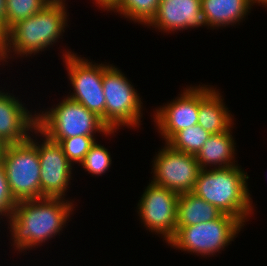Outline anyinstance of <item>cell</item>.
<instances>
[{
  "instance_id": "d6986e66",
  "label": "cell",
  "mask_w": 267,
  "mask_h": 266,
  "mask_svg": "<svg viewBox=\"0 0 267 266\" xmlns=\"http://www.w3.org/2000/svg\"><path fill=\"white\" fill-rule=\"evenodd\" d=\"M161 0H119V4L112 10L120 16L148 25L156 16Z\"/></svg>"
},
{
  "instance_id": "30bf717a",
  "label": "cell",
  "mask_w": 267,
  "mask_h": 266,
  "mask_svg": "<svg viewBox=\"0 0 267 266\" xmlns=\"http://www.w3.org/2000/svg\"><path fill=\"white\" fill-rule=\"evenodd\" d=\"M34 134L43 137L42 141L36 136H30L29 140L37 147L40 163V188L41 198H64L67 196L69 182L72 180L73 165L68 161L61 145L49 139L38 128ZM35 137V140H34Z\"/></svg>"
},
{
  "instance_id": "ffe728a7",
  "label": "cell",
  "mask_w": 267,
  "mask_h": 266,
  "mask_svg": "<svg viewBox=\"0 0 267 266\" xmlns=\"http://www.w3.org/2000/svg\"><path fill=\"white\" fill-rule=\"evenodd\" d=\"M211 134L199 124L177 132L168 142L173 149L196 156Z\"/></svg>"
},
{
  "instance_id": "5b68a950",
  "label": "cell",
  "mask_w": 267,
  "mask_h": 266,
  "mask_svg": "<svg viewBox=\"0 0 267 266\" xmlns=\"http://www.w3.org/2000/svg\"><path fill=\"white\" fill-rule=\"evenodd\" d=\"M244 225L231 215L196 225L176 226L175 235L167 242L172 248L197 256L209 257L231 244Z\"/></svg>"
},
{
  "instance_id": "7c38bea8",
  "label": "cell",
  "mask_w": 267,
  "mask_h": 266,
  "mask_svg": "<svg viewBox=\"0 0 267 266\" xmlns=\"http://www.w3.org/2000/svg\"><path fill=\"white\" fill-rule=\"evenodd\" d=\"M179 95L158 107L153 114L155 127L165 143L182 129L198 124L199 85L188 86Z\"/></svg>"
},
{
  "instance_id": "9c48e42d",
  "label": "cell",
  "mask_w": 267,
  "mask_h": 266,
  "mask_svg": "<svg viewBox=\"0 0 267 266\" xmlns=\"http://www.w3.org/2000/svg\"><path fill=\"white\" fill-rule=\"evenodd\" d=\"M153 159L152 183L178 194L194 190L201 170L194 155L173 149L165 143Z\"/></svg>"
},
{
  "instance_id": "4316f807",
  "label": "cell",
  "mask_w": 267,
  "mask_h": 266,
  "mask_svg": "<svg viewBox=\"0 0 267 266\" xmlns=\"http://www.w3.org/2000/svg\"><path fill=\"white\" fill-rule=\"evenodd\" d=\"M249 3L253 6L254 4L257 3V5H264L265 7L267 6V0H248Z\"/></svg>"
},
{
  "instance_id": "83f0119b",
  "label": "cell",
  "mask_w": 267,
  "mask_h": 266,
  "mask_svg": "<svg viewBox=\"0 0 267 266\" xmlns=\"http://www.w3.org/2000/svg\"><path fill=\"white\" fill-rule=\"evenodd\" d=\"M3 147L4 145L0 142V158H1L2 151H3Z\"/></svg>"
},
{
  "instance_id": "6da1fadb",
  "label": "cell",
  "mask_w": 267,
  "mask_h": 266,
  "mask_svg": "<svg viewBox=\"0 0 267 266\" xmlns=\"http://www.w3.org/2000/svg\"><path fill=\"white\" fill-rule=\"evenodd\" d=\"M73 205L71 199L50 197L17 202L7 218L15 251H27L61 234L74 212Z\"/></svg>"
},
{
  "instance_id": "603a6c76",
  "label": "cell",
  "mask_w": 267,
  "mask_h": 266,
  "mask_svg": "<svg viewBox=\"0 0 267 266\" xmlns=\"http://www.w3.org/2000/svg\"><path fill=\"white\" fill-rule=\"evenodd\" d=\"M96 142L95 136H75L60 140L64 154L68 161L74 166L80 164L92 145Z\"/></svg>"
},
{
  "instance_id": "cb8c5ba5",
  "label": "cell",
  "mask_w": 267,
  "mask_h": 266,
  "mask_svg": "<svg viewBox=\"0 0 267 266\" xmlns=\"http://www.w3.org/2000/svg\"><path fill=\"white\" fill-rule=\"evenodd\" d=\"M16 204L17 201L11 194L4 166L0 161V217L9 218Z\"/></svg>"
},
{
  "instance_id": "5bb4252c",
  "label": "cell",
  "mask_w": 267,
  "mask_h": 266,
  "mask_svg": "<svg viewBox=\"0 0 267 266\" xmlns=\"http://www.w3.org/2000/svg\"><path fill=\"white\" fill-rule=\"evenodd\" d=\"M147 26L168 33L206 26L201 0H161L156 16Z\"/></svg>"
},
{
  "instance_id": "7a4b0ae2",
  "label": "cell",
  "mask_w": 267,
  "mask_h": 266,
  "mask_svg": "<svg viewBox=\"0 0 267 266\" xmlns=\"http://www.w3.org/2000/svg\"><path fill=\"white\" fill-rule=\"evenodd\" d=\"M65 1L52 0L35 15L14 24L0 38V62L4 65L14 54L18 57L39 54L58 42L68 26Z\"/></svg>"
},
{
  "instance_id": "7402d4cb",
  "label": "cell",
  "mask_w": 267,
  "mask_h": 266,
  "mask_svg": "<svg viewBox=\"0 0 267 266\" xmlns=\"http://www.w3.org/2000/svg\"><path fill=\"white\" fill-rule=\"evenodd\" d=\"M111 161L108 149L104 145L102 146L95 142L78 166H82L83 169L93 176H101L111 167Z\"/></svg>"
},
{
  "instance_id": "2e32d148",
  "label": "cell",
  "mask_w": 267,
  "mask_h": 266,
  "mask_svg": "<svg viewBox=\"0 0 267 266\" xmlns=\"http://www.w3.org/2000/svg\"><path fill=\"white\" fill-rule=\"evenodd\" d=\"M251 8L248 0H201L206 27L211 29L240 24Z\"/></svg>"
},
{
  "instance_id": "8fae6325",
  "label": "cell",
  "mask_w": 267,
  "mask_h": 266,
  "mask_svg": "<svg viewBox=\"0 0 267 266\" xmlns=\"http://www.w3.org/2000/svg\"><path fill=\"white\" fill-rule=\"evenodd\" d=\"M179 194L149 182L136 209L146 230L162 235L167 243L176 232Z\"/></svg>"
},
{
  "instance_id": "ac0fdd59",
  "label": "cell",
  "mask_w": 267,
  "mask_h": 266,
  "mask_svg": "<svg viewBox=\"0 0 267 266\" xmlns=\"http://www.w3.org/2000/svg\"><path fill=\"white\" fill-rule=\"evenodd\" d=\"M223 213L192 192L179 194L177 201V226H190L219 218Z\"/></svg>"
},
{
  "instance_id": "d4e9b609",
  "label": "cell",
  "mask_w": 267,
  "mask_h": 266,
  "mask_svg": "<svg viewBox=\"0 0 267 266\" xmlns=\"http://www.w3.org/2000/svg\"><path fill=\"white\" fill-rule=\"evenodd\" d=\"M6 0H0V38L7 32Z\"/></svg>"
},
{
  "instance_id": "9a60e30c",
  "label": "cell",
  "mask_w": 267,
  "mask_h": 266,
  "mask_svg": "<svg viewBox=\"0 0 267 266\" xmlns=\"http://www.w3.org/2000/svg\"><path fill=\"white\" fill-rule=\"evenodd\" d=\"M217 88L199 84L198 124L210 134H219L233 128V116L225 106ZM223 98V99H222ZM230 112V113H229Z\"/></svg>"
},
{
  "instance_id": "e0dca14e",
  "label": "cell",
  "mask_w": 267,
  "mask_h": 266,
  "mask_svg": "<svg viewBox=\"0 0 267 266\" xmlns=\"http://www.w3.org/2000/svg\"><path fill=\"white\" fill-rule=\"evenodd\" d=\"M232 128L229 131L219 134H211L204 143L201 150L197 153L196 160L201 169L225 168L236 164L235 159V138L232 136Z\"/></svg>"
},
{
  "instance_id": "44dd1931",
  "label": "cell",
  "mask_w": 267,
  "mask_h": 266,
  "mask_svg": "<svg viewBox=\"0 0 267 266\" xmlns=\"http://www.w3.org/2000/svg\"><path fill=\"white\" fill-rule=\"evenodd\" d=\"M52 0H6L7 31L20 20L41 11Z\"/></svg>"
},
{
  "instance_id": "484cf974",
  "label": "cell",
  "mask_w": 267,
  "mask_h": 266,
  "mask_svg": "<svg viewBox=\"0 0 267 266\" xmlns=\"http://www.w3.org/2000/svg\"><path fill=\"white\" fill-rule=\"evenodd\" d=\"M96 3V6L99 8L107 10V12L112 11L118 4L119 0H93Z\"/></svg>"
},
{
  "instance_id": "8992f818",
  "label": "cell",
  "mask_w": 267,
  "mask_h": 266,
  "mask_svg": "<svg viewBox=\"0 0 267 266\" xmlns=\"http://www.w3.org/2000/svg\"><path fill=\"white\" fill-rule=\"evenodd\" d=\"M103 91L105 94V125L110 130L122 126L136 128L143 117V104L132 82L122 71L109 65L103 72ZM120 127V128H119Z\"/></svg>"
},
{
  "instance_id": "52a82bcc",
  "label": "cell",
  "mask_w": 267,
  "mask_h": 266,
  "mask_svg": "<svg viewBox=\"0 0 267 266\" xmlns=\"http://www.w3.org/2000/svg\"><path fill=\"white\" fill-rule=\"evenodd\" d=\"M0 161L17 202L41 199L38 149L30 140L4 145Z\"/></svg>"
},
{
  "instance_id": "3957f363",
  "label": "cell",
  "mask_w": 267,
  "mask_h": 266,
  "mask_svg": "<svg viewBox=\"0 0 267 266\" xmlns=\"http://www.w3.org/2000/svg\"><path fill=\"white\" fill-rule=\"evenodd\" d=\"M248 179L247 172L238 165L201 169L192 193L245 225L254 211Z\"/></svg>"
},
{
  "instance_id": "277c9868",
  "label": "cell",
  "mask_w": 267,
  "mask_h": 266,
  "mask_svg": "<svg viewBox=\"0 0 267 266\" xmlns=\"http://www.w3.org/2000/svg\"><path fill=\"white\" fill-rule=\"evenodd\" d=\"M37 128L49 139L59 142L75 136H110V130L95 113L69 97H65L53 108L37 112Z\"/></svg>"
},
{
  "instance_id": "ba28073f",
  "label": "cell",
  "mask_w": 267,
  "mask_h": 266,
  "mask_svg": "<svg viewBox=\"0 0 267 266\" xmlns=\"http://www.w3.org/2000/svg\"><path fill=\"white\" fill-rule=\"evenodd\" d=\"M64 51L62 59H64L68 78L74 89L67 97L95 113L105 124L106 101L102 81L103 72L110 64L90 62L85 57L83 59L76 55L77 53Z\"/></svg>"
},
{
  "instance_id": "4fadbf2b",
  "label": "cell",
  "mask_w": 267,
  "mask_h": 266,
  "mask_svg": "<svg viewBox=\"0 0 267 266\" xmlns=\"http://www.w3.org/2000/svg\"><path fill=\"white\" fill-rule=\"evenodd\" d=\"M17 98L0 90V142L3 145L29 140L37 128L36 111L30 112Z\"/></svg>"
}]
</instances>
